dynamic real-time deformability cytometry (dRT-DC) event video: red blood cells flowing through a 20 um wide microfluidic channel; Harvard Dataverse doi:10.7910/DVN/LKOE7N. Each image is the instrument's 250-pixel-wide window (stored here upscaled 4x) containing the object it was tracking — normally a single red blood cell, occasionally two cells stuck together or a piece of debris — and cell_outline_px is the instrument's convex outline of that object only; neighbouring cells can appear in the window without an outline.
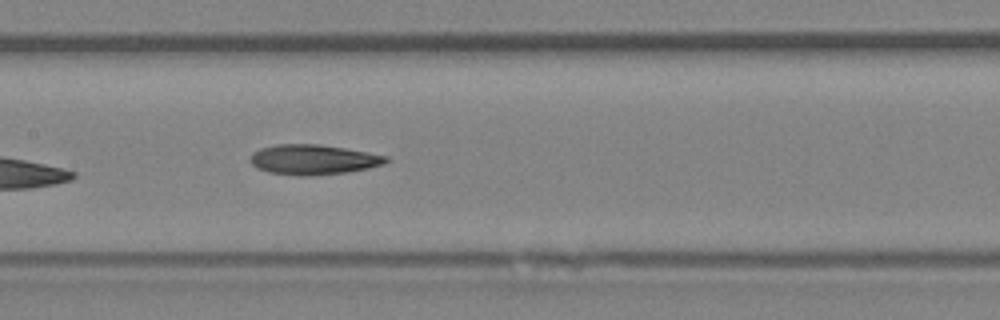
{"species": "Egyptian fruit bat (a non-hibernating species)", "species_latin": "Rousettus aegyptiacus", "temperature_condition": "room temperature", "stored_images_in_passage": 7, "camera_frame_rate_fps": 3000, "um_per_image_px": 0.085, "animal": {"sex": "female"}, "frame": {"image": 1, "passage_image": 7, "time_ms": 7.333, "image_size_px": [1000, 320], "cell_outline_px": [[392, 160], [384, 164], [368, 168], [344, 172], [312, 176], [300, 176], [268, 172], [256, 168], [248, 160], [252, 152], [260, 148], [276, 144], [320, 144], [368, 152], [388, 156]], "centroid_in_image_um": [26.61, 13.56], "position_along_channel_um": 180.8, "area_um2": 23.99}}